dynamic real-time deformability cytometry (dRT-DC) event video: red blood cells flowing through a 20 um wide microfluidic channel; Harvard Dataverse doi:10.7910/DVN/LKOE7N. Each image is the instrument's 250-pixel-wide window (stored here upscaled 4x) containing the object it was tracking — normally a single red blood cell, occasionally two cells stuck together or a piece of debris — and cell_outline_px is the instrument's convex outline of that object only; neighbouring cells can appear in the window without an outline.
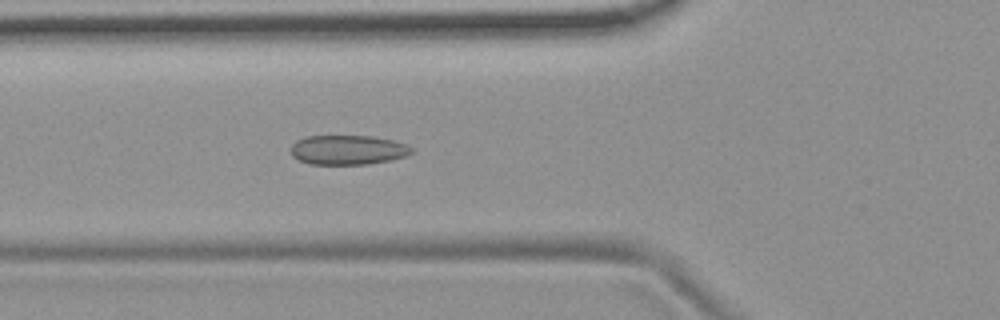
{"species": "common noctule bat (a hibernating species)", "species_latin": "Nyctalus noctula", "temperature_condition": "room temperature", "stored_images_in_passage": 53, "camera_frame_rate_fps": 3000, "um_per_image_px": 0.085, "animal": {"sex": "female", "body_mass_g": 19.9}, "frame": {"image": 1, "passage_image": 18, "time_ms": 5.667, "image_size_px": [1000, 320], "cell_outline_px": [[412, 152], [404, 156], [388, 160], [368, 164], [308, 164], [292, 156], [292, 144], [296, 140], [308, 136], [372, 136], [392, 140], [404, 144], [412, 148]], "centroid_in_image_um": [29.53, 12.74], "position_along_channel_um": 96.3, "area_um2": 20.52}}
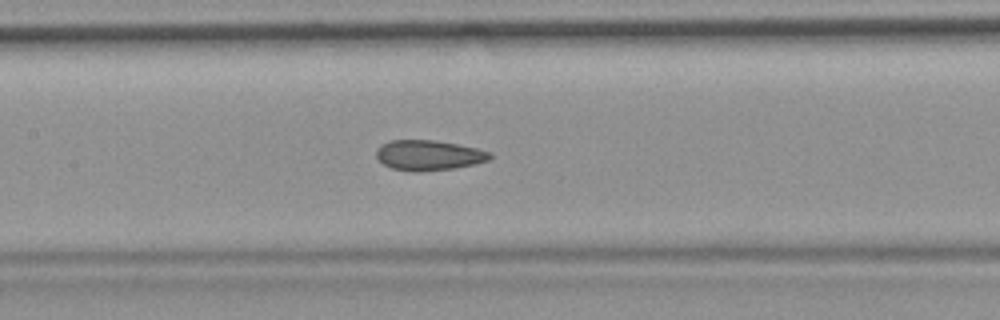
{"frame": {"image": 2, "passage_image": 24, "time_ms": 7.667, "image_size_px": [1000, 320], "cell_outline_px": [[492, 156], [488, 160], [472, 164], [452, 168], [416, 172], [412, 172], [392, 168], [384, 164], [376, 156], [376, 148], [380, 144], [392, 140], [432, 140], [456, 144], [476, 148], [492, 152]], "centroid_in_image_um": [36.4, 13.19], "position_along_channel_um": 171.0, "area_um2": 19.83}}
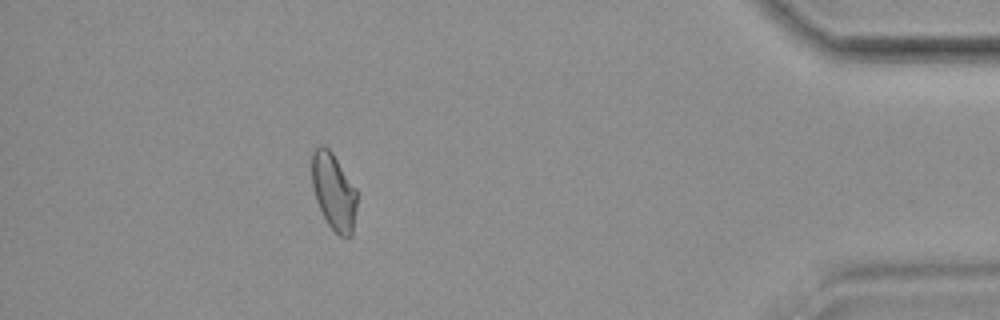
{"frame": {"image": 3, "passage_image": 47, "time_ms": 15.333, "image_size_px": [1000, 320], "cell_outline_px": [[356, 208], [352, 236], [340, 236], [328, 224], [316, 200], [312, 188], [312, 152], [320, 144], [324, 144], [332, 152], [356, 188]], "centroid_in_image_um": [28.36, 16.25], "position_along_channel_um": 406.8, "area_um2": 20.06}, "authors_computed_cell_mechanics": {"area_um2": 20.519, "velocity_mm_per_s": 3.7164, "shape_relaxation_time_tau1_ms": null, "shape_relaxation_time_tau2_ms": 1.2774, "deformation_change_tau1": null, "deformation_change_tau2": 0.0657}}